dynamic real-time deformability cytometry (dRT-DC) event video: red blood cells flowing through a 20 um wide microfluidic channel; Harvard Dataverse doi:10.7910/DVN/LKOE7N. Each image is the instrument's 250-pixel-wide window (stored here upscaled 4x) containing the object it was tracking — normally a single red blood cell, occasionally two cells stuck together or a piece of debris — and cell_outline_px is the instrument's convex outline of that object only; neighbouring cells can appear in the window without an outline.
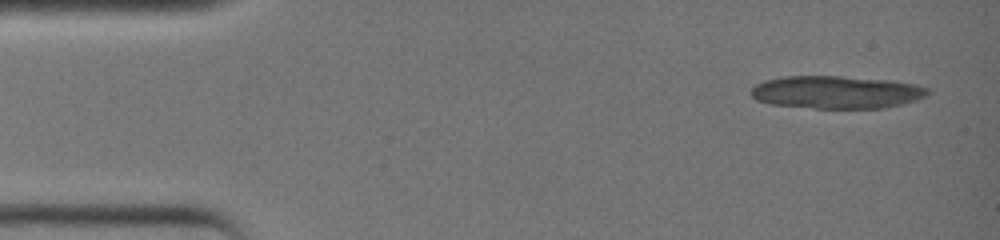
{"species": "common noctule bat (a hibernating species)", "species_latin": "Nyctalus noctula", "temperature_condition": "warm", "stored_images_in_passage": 36, "segment_of_instrument_passage": [1, 2], "camera_frame_rate_fps": 3000, "um_per_image_px": 0.085, "animal": {"sex": "female", "body_mass_g": 19.0, "forearm_length_mm": 51.5}, "frame": {"image": 1, "passage_image": 1, "time_ms": 0.0, "image_size_px": [1000, 240], "cell_outline_px": [[932, 92], [916, 100], [904, 104], [884, 108], [816, 108], [768, 104], [756, 100], [752, 96], [752, 88], [756, 84], [764, 80], [784, 76], [840, 76], [892, 80], [916, 84], [928, 88]], "centroid_in_image_um": [71.12, 7.83], "position_along_channel_um": 13.9, "area_um2": 33.93}}